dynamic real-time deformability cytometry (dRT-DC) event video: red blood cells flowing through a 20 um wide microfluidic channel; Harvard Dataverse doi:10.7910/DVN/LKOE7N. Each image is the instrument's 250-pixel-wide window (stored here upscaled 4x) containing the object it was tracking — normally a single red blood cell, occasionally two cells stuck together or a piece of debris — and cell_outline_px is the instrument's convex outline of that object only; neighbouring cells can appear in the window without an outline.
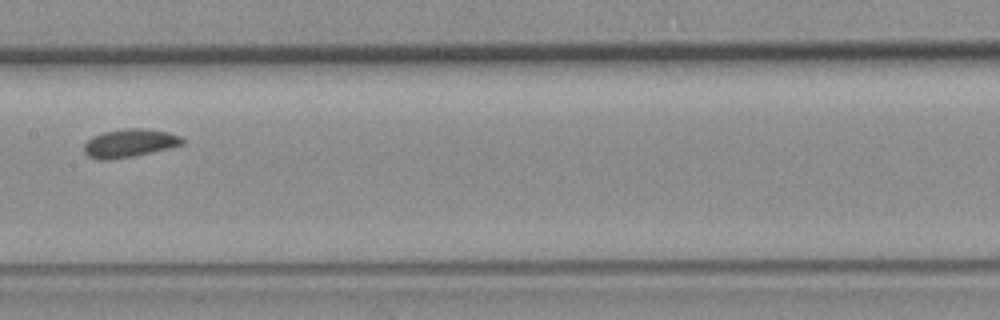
{"species": "common noctule bat (a hibernating species)", "species_latin": "Nyctalus noctula", "temperature_condition": "room temperature", "stored_images_in_passage": 9, "camera_frame_rate_fps": 3000, "um_per_image_px": 0.085, "animal": {"sex": "female", "body_mass_g": 19.3, "forearm_length_mm": 54.1}, "frame": {"image": 1, "passage_image": 9, "time_ms": 2.667, "image_size_px": [1000, 320], "cell_outline_px": [[184, 144], [168, 148], [132, 156], [108, 160], [96, 160], [88, 156], [84, 152], [84, 144], [92, 136], [104, 132], [124, 128], [140, 128], [168, 132], [180, 136], [184, 140]], "centroid_in_image_um": [10.98, 12.16], "position_along_channel_um": 196.4, "area_um2": 16.07}}